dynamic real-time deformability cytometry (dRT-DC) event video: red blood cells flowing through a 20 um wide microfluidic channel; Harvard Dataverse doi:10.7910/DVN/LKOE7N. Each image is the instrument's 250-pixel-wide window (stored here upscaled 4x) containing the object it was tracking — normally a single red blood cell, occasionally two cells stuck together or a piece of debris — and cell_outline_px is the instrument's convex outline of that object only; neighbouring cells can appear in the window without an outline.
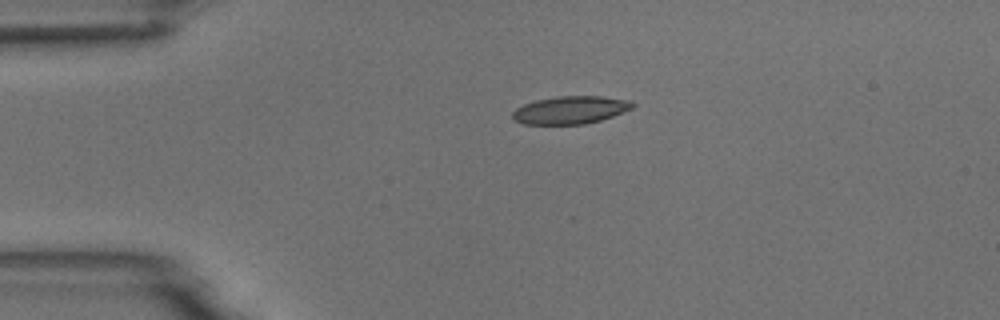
{"species": "common noctule bat (a hibernating species)", "species_latin": "Nyctalus noctula", "temperature_condition": "room temperature", "stored_images_in_passage": 2, "camera_frame_rate_fps": 3000, "um_per_image_px": 0.085, "animal": {"sex": "male", "body_mass_g": 18.8}, "frame": {"image": 1, "passage_image": 1, "time_ms": 0.0, "image_size_px": [1000, 320], "cell_outline_px": [[636, 104], [632, 108], [612, 116], [600, 120], [584, 124], [524, 124], [516, 120], [512, 116], [512, 112], [516, 108], [524, 104], [536, 100], [556, 96], [600, 96], [632, 100]], "centroid_in_image_um": [48.5, 9.34], "position_along_channel_um": 36.5, "area_um2": 19.36}}